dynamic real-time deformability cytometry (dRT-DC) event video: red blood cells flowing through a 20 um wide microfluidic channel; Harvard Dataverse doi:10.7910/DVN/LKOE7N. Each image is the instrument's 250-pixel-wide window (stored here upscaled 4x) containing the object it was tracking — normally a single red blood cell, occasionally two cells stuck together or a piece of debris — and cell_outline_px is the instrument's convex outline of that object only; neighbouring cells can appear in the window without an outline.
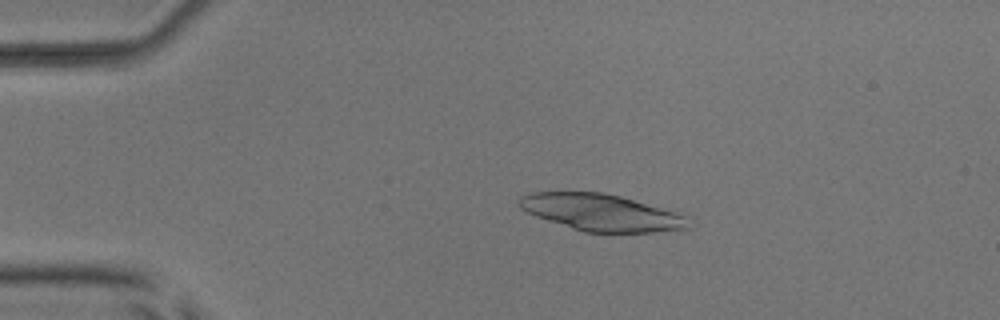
{"species": "common noctule bat (a hibernating species)", "species_latin": "Nyctalus noctula", "temperature_condition": "room temperature", "stored_images_in_passage": 8, "camera_frame_rate_fps": 3000, "um_per_image_px": 0.085, "animal": {"sex": "male", "body_mass_g": 17.9, "forearm_length_mm": 54.2}, "frame": {"image": 1, "passage_image": 4, "time_ms": 3.333, "image_size_px": [1000, 320], "cell_outline_px": [[692, 228], [656, 232], [584, 232], [536, 216], [520, 208], [516, 204], [516, 200], [520, 196], [528, 192], [604, 192], [684, 212], [688, 216]], "centroid_in_image_um": [51.19, 18.05], "position_along_channel_um": 33.8, "area_um2": 36.93}}